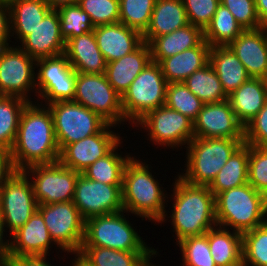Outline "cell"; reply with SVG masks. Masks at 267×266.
<instances>
[{
  "mask_svg": "<svg viewBox=\"0 0 267 266\" xmlns=\"http://www.w3.org/2000/svg\"><path fill=\"white\" fill-rule=\"evenodd\" d=\"M138 125L149 132L147 135L155 145L175 148L188 145L194 138V122L165 105L146 113L135 123V127Z\"/></svg>",
  "mask_w": 267,
  "mask_h": 266,
  "instance_id": "5bb4252c",
  "label": "cell"
},
{
  "mask_svg": "<svg viewBox=\"0 0 267 266\" xmlns=\"http://www.w3.org/2000/svg\"><path fill=\"white\" fill-rule=\"evenodd\" d=\"M150 61V46L148 43L143 42L132 53L118 60L108 62L105 75L115 91L122 96Z\"/></svg>",
  "mask_w": 267,
  "mask_h": 266,
  "instance_id": "603a6c76",
  "label": "cell"
},
{
  "mask_svg": "<svg viewBox=\"0 0 267 266\" xmlns=\"http://www.w3.org/2000/svg\"><path fill=\"white\" fill-rule=\"evenodd\" d=\"M23 171L33 177L30 179L38 205L73 201L76 181L81 173L59 161L32 165Z\"/></svg>",
  "mask_w": 267,
  "mask_h": 266,
  "instance_id": "7c38bea8",
  "label": "cell"
},
{
  "mask_svg": "<svg viewBox=\"0 0 267 266\" xmlns=\"http://www.w3.org/2000/svg\"><path fill=\"white\" fill-rule=\"evenodd\" d=\"M177 178L173 183L174 203L169 217L178 243L186 237L203 235L218 225L215 217V196L210 188L190 184L179 176Z\"/></svg>",
  "mask_w": 267,
  "mask_h": 266,
  "instance_id": "7a4b0ae2",
  "label": "cell"
},
{
  "mask_svg": "<svg viewBox=\"0 0 267 266\" xmlns=\"http://www.w3.org/2000/svg\"><path fill=\"white\" fill-rule=\"evenodd\" d=\"M243 266H267V221L242 234Z\"/></svg>",
  "mask_w": 267,
  "mask_h": 266,
  "instance_id": "74e56055",
  "label": "cell"
},
{
  "mask_svg": "<svg viewBox=\"0 0 267 266\" xmlns=\"http://www.w3.org/2000/svg\"><path fill=\"white\" fill-rule=\"evenodd\" d=\"M36 60L19 46L0 48V96H16L29 99V91L36 93Z\"/></svg>",
  "mask_w": 267,
  "mask_h": 266,
  "instance_id": "4fadbf2b",
  "label": "cell"
},
{
  "mask_svg": "<svg viewBox=\"0 0 267 266\" xmlns=\"http://www.w3.org/2000/svg\"><path fill=\"white\" fill-rule=\"evenodd\" d=\"M189 24L204 30L215 14L220 0H182Z\"/></svg>",
  "mask_w": 267,
  "mask_h": 266,
  "instance_id": "bcb514c9",
  "label": "cell"
},
{
  "mask_svg": "<svg viewBox=\"0 0 267 266\" xmlns=\"http://www.w3.org/2000/svg\"><path fill=\"white\" fill-rule=\"evenodd\" d=\"M194 138L244 139V126L228 100L204 103L194 121Z\"/></svg>",
  "mask_w": 267,
  "mask_h": 266,
  "instance_id": "e0dca14e",
  "label": "cell"
},
{
  "mask_svg": "<svg viewBox=\"0 0 267 266\" xmlns=\"http://www.w3.org/2000/svg\"><path fill=\"white\" fill-rule=\"evenodd\" d=\"M11 257L48 255L51 239L42 215L36 211L30 219L11 235ZM13 240V241H12Z\"/></svg>",
  "mask_w": 267,
  "mask_h": 266,
  "instance_id": "44dd1931",
  "label": "cell"
},
{
  "mask_svg": "<svg viewBox=\"0 0 267 266\" xmlns=\"http://www.w3.org/2000/svg\"><path fill=\"white\" fill-rule=\"evenodd\" d=\"M73 203L85 221L94 216L120 212L124 210L122 185L90 180L81 173L76 181Z\"/></svg>",
  "mask_w": 267,
  "mask_h": 266,
  "instance_id": "9a60e30c",
  "label": "cell"
},
{
  "mask_svg": "<svg viewBox=\"0 0 267 266\" xmlns=\"http://www.w3.org/2000/svg\"><path fill=\"white\" fill-rule=\"evenodd\" d=\"M29 102L16 96H0V147L11 150L21 113Z\"/></svg>",
  "mask_w": 267,
  "mask_h": 266,
  "instance_id": "d590c367",
  "label": "cell"
},
{
  "mask_svg": "<svg viewBox=\"0 0 267 266\" xmlns=\"http://www.w3.org/2000/svg\"><path fill=\"white\" fill-rule=\"evenodd\" d=\"M94 36L106 63L135 51L143 43V35L123 23L94 27Z\"/></svg>",
  "mask_w": 267,
  "mask_h": 266,
  "instance_id": "ffe728a7",
  "label": "cell"
},
{
  "mask_svg": "<svg viewBox=\"0 0 267 266\" xmlns=\"http://www.w3.org/2000/svg\"><path fill=\"white\" fill-rule=\"evenodd\" d=\"M21 42L19 47L35 60L64 54L66 42L57 10L51 9Z\"/></svg>",
  "mask_w": 267,
  "mask_h": 266,
  "instance_id": "ac0fdd59",
  "label": "cell"
},
{
  "mask_svg": "<svg viewBox=\"0 0 267 266\" xmlns=\"http://www.w3.org/2000/svg\"><path fill=\"white\" fill-rule=\"evenodd\" d=\"M203 105L204 102L196 97L184 82L168 83L165 99L166 107L178 111L194 122Z\"/></svg>",
  "mask_w": 267,
  "mask_h": 266,
  "instance_id": "8d00e7d4",
  "label": "cell"
},
{
  "mask_svg": "<svg viewBox=\"0 0 267 266\" xmlns=\"http://www.w3.org/2000/svg\"><path fill=\"white\" fill-rule=\"evenodd\" d=\"M189 24L182 0H156L143 42L150 43L155 37L170 34Z\"/></svg>",
  "mask_w": 267,
  "mask_h": 266,
  "instance_id": "d4e9b609",
  "label": "cell"
},
{
  "mask_svg": "<svg viewBox=\"0 0 267 266\" xmlns=\"http://www.w3.org/2000/svg\"><path fill=\"white\" fill-rule=\"evenodd\" d=\"M146 163L132 157L123 174L122 203L124 211L163 223L166 220V195ZM166 213V214H165Z\"/></svg>",
  "mask_w": 267,
  "mask_h": 266,
  "instance_id": "3957f363",
  "label": "cell"
},
{
  "mask_svg": "<svg viewBox=\"0 0 267 266\" xmlns=\"http://www.w3.org/2000/svg\"><path fill=\"white\" fill-rule=\"evenodd\" d=\"M211 46L203 39L196 47L162 59L159 65L168 83L184 82L193 72L209 63Z\"/></svg>",
  "mask_w": 267,
  "mask_h": 266,
  "instance_id": "cb8c5ba5",
  "label": "cell"
},
{
  "mask_svg": "<svg viewBox=\"0 0 267 266\" xmlns=\"http://www.w3.org/2000/svg\"><path fill=\"white\" fill-rule=\"evenodd\" d=\"M78 4L89 15L94 27L119 22V0H79Z\"/></svg>",
  "mask_w": 267,
  "mask_h": 266,
  "instance_id": "7bdbcfd3",
  "label": "cell"
},
{
  "mask_svg": "<svg viewBox=\"0 0 267 266\" xmlns=\"http://www.w3.org/2000/svg\"><path fill=\"white\" fill-rule=\"evenodd\" d=\"M76 77L52 80L39 94L47 104L57 101L73 100L75 96ZM46 99V100H45Z\"/></svg>",
  "mask_w": 267,
  "mask_h": 266,
  "instance_id": "7dc6e473",
  "label": "cell"
},
{
  "mask_svg": "<svg viewBox=\"0 0 267 266\" xmlns=\"http://www.w3.org/2000/svg\"><path fill=\"white\" fill-rule=\"evenodd\" d=\"M51 239L62 251L77 254L84 241L85 220L73 201L38 205Z\"/></svg>",
  "mask_w": 267,
  "mask_h": 266,
  "instance_id": "30bf717a",
  "label": "cell"
},
{
  "mask_svg": "<svg viewBox=\"0 0 267 266\" xmlns=\"http://www.w3.org/2000/svg\"><path fill=\"white\" fill-rule=\"evenodd\" d=\"M251 78L267 74V29L244 30L230 45Z\"/></svg>",
  "mask_w": 267,
  "mask_h": 266,
  "instance_id": "d6986e66",
  "label": "cell"
},
{
  "mask_svg": "<svg viewBox=\"0 0 267 266\" xmlns=\"http://www.w3.org/2000/svg\"><path fill=\"white\" fill-rule=\"evenodd\" d=\"M73 101L98 114L108 124L125 121L121 96L108 82L104 74L77 73Z\"/></svg>",
  "mask_w": 267,
  "mask_h": 266,
  "instance_id": "9c48e42d",
  "label": "cell"
},
{
  "mask_svg": "<svg viewBox=\"0 0 267 266\" xmlns=\"http://www.w3.org/2000/svg\"><path fill=\"white\" fill-rule=\"evenodd\" d=\"M255 7L262 27H267V0H255Z\"/></svg>",
  "mask_w": 267,
  "mask_h": 266,
  "instance_id": "db71d44e",
  "label": "cell"
},
{
  "mask_svg": "<svg viewBox=\"0 0 267 266\" xmlns=\"http://www.w3.org/2000/svg\"><path fill=\"white\" fill-rule=\"evenodd\" d=\"M220 4L228 8L244 30L262 27L256 12L255 0H220Z\"/></svg>",
  "mask_w": 267,
  "mask_h": 266,
  "instance_id": "f6af8a7d",
  "label": "cell"
},
{
  "mask_svg": "<svg viewBox=\"0 0 267 266\" xmlns=\"http://www.w3.org/2000/svg\"><path fill=\"white\" fill-rule=\"evenodd\" d=\"M68 61L77 73L104 74L106 61L98 48L94 32L70 38L65 52Z\"/></svg>",
  "mask_w": 267,
  "mask_h": 266,
  "instance_id": "7402d4cb",
  "label": "cell"
},
{
  "mask_svg": "<svg viewBox=\"0 0 267 266\" xmlns=\"http://www.w3.org/2000/svg\"><path fill=\"white\" fill-rule=\"evenodd\" d=\"M209 63L214 68L227 96L251 78L229 46L211 47Z\"/></svg>",
  "mask_w": 267,
  "mask_h": 266,
  "instance_id": "83f0119b",
  "label": "cell"
},
{
  "mask_svg": "<svg viewBox=\"0 0 267 266\" xmlns=\"http://www.w3.org/2000/svg\"><path fill=\"white\" fill-rule=\"evenodd\" d=\"M156 0H119V22L143 34L150 23Z\"/></svg>",
  "mask_w": 267,
  "mask_h": 266,
  "instance_id": "60d3db41",
  "label": "cell"
},
{
  "mask_svg": "<svg viewBox=\"0 0 267 266\" xmlns=\"http://www.w3.org/2000/svg\"><path fill=\"white\" fill-rule=\"evenodd\" d=\"M177 245L181 248L183 266H217L210 252L207 232L186 237Z\"/></svg>",
  "mask_w": 267,
  "mask_h": 266,
  "instance_id": "b9f144b4",
  "label": "cell"
},
{
  "mask_svg": "<svg viewBox=\"0 0 267 266\" xmlns=\"http://www.w3.org/2000/svg\"><path fill=\"white\" fill-rule=\"evenodd\" d=\"M265 215L267 216V197L249 183L215 196V217L220 227L229 226L233 231L243 234L265 223Z\"/></svg>",
  "mask_w": 267,
  "mask_h": 266,
  "instance_id": "277c9868",
  "label": "cell"
},
{
  "mask_svg": "<svg viewBox=\"0 0 267 266\" xmlns=\"http://www.w3.org/2000/svg\"><path fill=\"white\" fill-rule=\"evenodd\" d=\"M9 8L11 37L16 35L14 38H19L20 42L52 9L43 0H15L9 5Z\"/></svg>",
  "mask_w": 267,
  "mask_h": 266,
  "instance_id": "4dcf8cb0",
  "label": "cell"
},
{
  "mask_svg": "<svg viewBox=\"0 0 267 266\" xmlns=\"http://www.w3.org/2000/svg\"><path fill=\"white\" fill-rule=\"evenodd\" d=\"M4 228V222L0 215V266H11V240L8 239L5 241L3 239L4 232L7 230Z\"/></svg>",
  "mask_w": 267,
  "mask_h": 266,
  "instance_id": "f5cc1de1",
  "label": "cell"
},
{
  "mask_svg": "<svg viewBox=\"0 0 267 266\" xmlns=\"http://www.w3.org/2000/svg\"><path fill=\"white\" fill-rule=\"evenodd\" d=\"M203 39V30L192 24H188L170 34L155 37L149 43L151 60L159 63L162 59L196 47Z\"/></svg>",
  "mask_w": 267,
  "mask_h": 266,
  "instance_id": "f1b7e54d",
  "label": "cell"
},
{
  "mask_svg": "<svg viewBox=\"0 0 267 266\" xmlns=\"http://www.w3.org/2000/svg\"><path fill=\"white\" fill-rule=\"evenodd\" d=\"M46 255H34V256H21L13 257L11 260V266H51L46 262ZM71 266L78 261L75 255Z\"/></svg>",
  "mask_w": 267,
  "mask_h": 266,
  "instance_id": "816d5d0a",
  "label": "cell"
},
{
  "mask_svg": "<svg viewBox=\"0 0 267 266\" xmlns=\"http://www.w3.org/2000/svg\"><path fill=\"white\" fill-rule=\"evenodd\" d=\"M46 106L52 115L59 150L99 133L108 124L98 114L73 100L57 101Z\"/></svg>",
  "mask_w": 267,
  "mask_h": 266,
  "instance_id": "ba28073f",
  "label": "cell"
},
{
  "mask_svg": "<svg viewBox=\"0 0 267 266\" xmlns=\"http://www.w3.org/2000/svg\"><path fill=\"white\" fill-rule=\"evenodd\" d=\"M184 84L202 102L214 103L228 100L221 82L210 63L202 69L193 72Z\"/></svg>",
  "mask_w": 267,
  "mask_h": 266,
  "instance_id": "e575fe53",
  "label": "cell"
},
{
  "mask_svg": "<svg viewBox=\"0 0 267 266\" xmlns=\"http://www.w3.org/2000/svg\"><path fill=\"white\" fill-rule=\"evenodd\" d=\"M207 238L217 266H243L241 233L215 226L207 231Z\"/></svg>",
  "mask_w": 267,
  "mask_h": 266,
  "instance_id": "f546056e",
  "label": "cell"
},
{
  "mask_svg": "<svg viewBox=\"0 0 267 266\" xmlns=\"http://www.w3.org/2000/svg\"><path fill=\"white\" fill-rule=\"evenodd\" d=\"M228 101L236 118L245 127L267 101L264 79L250 78L228 96Z\"/></svg>",
  "mask_w": 267,
  "mask_h": 266,
  "instance_id": "4316f807",
  "label": "cell"
},
{
  "mask_svg": "<svg viewBox=\"0 0 267 266\" xmlns=\"http://www.w3.org/2000/svg\"><path fill=\"white\" fill-rule=\"evenodd\" d=\"M244 139L193 138L187 147L186 172L179 175L184 181L209 186Z\"/></svg>",
  "mask_w": 267,
  "mask_h": 266,
  "instance_id": "5b68a950",
  "label": "cell"
},
{
  "mask_svg": "<svg viewBox=\"0 0 267 266\" xmlns=\"http://www.w3.org/2000/svg\"><path fill=\"white\" fill-rule=\"evenodd\" d=\"M29 180L23 170H15L0 191V215L10 235L21 228L38 209Z\"/></svg>",
  "mask_w": 267,
  "mask_h": 266,
  "instance_id": "8fae6325",
  "label": "cell"
},
{
  "mask_svg": "<svg viewBox=\"0 0 267 266\" xmlns=\"http://www.w3.org/2000/svg\"><path fill=\"white\" fill-rule=\"evenodd\" d=\"M249 145L243 143L208 186L216 196L225 190L248 183Z\"/></svg>",
  "mask_w": 267,
  "mask_h": 266,
  "instance_id": "1f68e13d",
  "label": "cell"
},
{
  "mask_svg": "<svg viewBox=\"0 0 267 266\" xmlns=\"http://www.w3.org/2000/svg\"><path fill=\"white\" fill-rule=\"evenodd\" d=\"M10 36V8L0 3V48L9 46Z\"/></svg>",
  "mask_w": 267,
  "mask_h": 266,
  "instance_id": "681fc988",
  "label": "cell"
},
{
  "mask_svg": "<svg viewBox=\"0 0 267 266\" xmlns=\"http://www.w3.org/2000/svg\"><path fill=\"white\" fill-rule=\"evenodd\" d=\"M52 9H57L64 5L79 3V0H43Z\"/></svg>",
  "mask_w": 267,
  "mask_h": 266,
  "instance_id": "11a10c76",
  "label": "cell"
},
{
  "mask_svg": "<svg viewBox=\"0 0 267 266\" xmlns=\"http://www.w3.org/2000/svg\"><path fill=\"white\" fill-rule=\"evenodd\" d=\"M121 141L104 157L99 158L88 166L82 174L90 179L108 185H123V174L126 164L132 158L130 154L122 157L119 155L118 146Z\"/></svg>",
  "mask_w": 267,
  "mask_h": 266,
  "instance_id": "836d02e7",
  "label": "cell"
},
{
  "mask_svg": "<svg viewBox=\"0 0 267 266\" xmlns=\"http://www.w3.org/2000/svg\"><path fill=\"white\" fill-rule=\"evenodd\" d=\"M244 143L267 147V101L258 114L244 127Z\"/></svg>",
  "mask_w": 267,
  "mask_h": 266,
  "instance_id": "c3c4849f",
  "label": "cell"
},
{
  "mask_svg": "<svg viewBox=\"0 0 267 266\" xmlns=\"http://www.w3.org/2000/svg\"><path fill=\"white\" fill-rule=\"evenodd\" d=\"M243 31L244 28L228 8L219 4L210 23L203 30V37L211 47L229 46Z\"/></svg>",
  "mask_w": 267,
  "mask_h": 266,
  "instance_id": "d6a6232c",
  "label": "cell"
},
{
  "mask_svg": "<svg viewBox=\"0 0 267 266\" xmlns=\"http://www.w3.org/2000/svg\"><path fill=\"white\" fill-rule=\"evenodd\" d=\"M29 102L23 109L14 144L10 150L15 170L57 162L60 150L47 106Z\"/></svg>",
  "mask_w": 267,
  "mask_h": 266,
  "instance_id": "6da1fadb",
  "label": "cell"
},
{
  "mask_svg": "<svg viewBox=\"0 0 267 266\" xmlns=\"http://www.w3.org/2000/svg\"><path fill=\"white\" fill-rule=\"evenodd\" d=\"M167 85L159 63L151 60L121 96L125 120L134 125L149 111L164 106Z\"/></svg>",
  "mask_w": 267,
  "mask_h": 266,
  "instance_id": "52a82bcc",
  "label": "cell"
},
{
  "mask_svg": "<svg viewBox=\"0 0 267 266\" xmlns=\"http://www.w3.org/2000/svg\"><path fill=\"white\" fill-rule=\"evenodd\" d=\"M74 266H82L78 261L74 264Z\"/></svg>",
  "mask_w": 267,
  "mask_h": 266,
  "instance_id": "680465c9",
  "label": "cell"
},
{
  "mask_svg": "<svg viewBox=\"0 0 267 266\" xmlns=\"http://www.w3.org/2000/svg\"><path fill=\"white\" fill-rule=\"evenodd\" d=\"M248 183L267 197V147L249 145Z\"/></svg>",
  "mask_w": 267,
  "mask_h": 266,
  "instance_id": "ee69618b",
  "label": "cell"
},
{
  "mask_svg": "<svg viewBox=\"0 0 267 266\" xmlns=\"http://www.w3.org/2000/svg\"><path fill=\"white\" fill-rule=\"evenodd\" d=\"M56 10L60 19L61 35L65 42L70 38L94 30V25L92 24L89 15L82 10L78 3L64 5Z\"/></svg>",
  "mask_w": 267,
  "mask_h": 266,
  "instance_id": "f35d334b",
  "label": "cell"
},
{
  "mask_svg": "<svg viewBox=\"0 0 267 266\" xmlns=\"http://www.w3.org/2000/svg\"><path fill=\"white\" fill-rule=\"evenodd\" d=\"M263 79H264V82H265V86L267 88V74L265 75V77Z\"/></svg>",
  "mask_w": 267,
  "mask_h": 266,
  "instance_id": "6f0895ef",
  "label": "cell"
},
{
  "mask_svg": "<svg viewBox=\"0 0 267 266\" xmlns=\"http://www.w3.org/2000/svg\"><path fill=\"white\" fill-rule=\"evenodd\" d=\"M15 171L11 153L8 149L0 147V191L7 178Z\"/></svg>",
  "mask_w": 267,
  "mask_h": 266,
  "instance_id": "f907efd6",
  "label": "cell"
},
{
  "mask_svg": "<svg viewBox=\"0 0 267 266\" xmlns=\"http://www.w3.org/2000/svg\"><path fill=\"white\" fill-rule=\"evenodd\" d=\"M15 0H0V3L10 5Z\"/></svg>",
  "mask_w": 267,
  "mask_h": 266,
  "instance_id": "9f6ffc18",
  "label": "cell"
},
{
  "mask_svg": "<svg viewBox=\"0 0 267 266\" xmlns=\"http://www.w3.org/2000/svg\"><path fill=\"white\" fill-rule=\"evenodd\" d=\"M155 252H126L105 247L81 246L76 254L82 266H156L150 262Z\"/></svg>",
  "mask_w": 267,
  "mask_h": 266,
  "instance_id": "484cf974",
  "label": "cell"
},
{
  "mask_svg": "<svg viewBox=\"0 0 267 266\" xmlns=\"http://www.w3.org/2000/svg\"><path fill=\"white\" fill-rule=\"evenodd\" d=\"M36 66L40 67L36 73V94H39L52 80L77 76L65 54L38 59Z\"/></svg>",
  "mask_w": 267,
  "mask_h": 266,
  "instance_id": "ab89813d",
  "label": "cell"
},
{
  "mask_svg": "<svg viewBox=\"0 0 267 266\" xmlns=\"http://www.w3.org/2000/svg\"><path fill=\"white\" fill-rule=\"evenodd\" d=\"M114 126L107 124L99 133L67 144L60 150L58 161L63 166L82 173L96 160L107 155L121 141L119 134L110 130Z\"/></svg>",
  "mask_w": 267,
  "mask_h": 266,
  "instance_id": "2e32d148",
  "label": "cell"
},
{
  "mask_svg": "<svg viewBox=\"0 0 267 266\" xmlns=\"http://www.w3.org/2000/svg\"><path fill=\"white\" fill-rule=\"evenodd\" d=\"M124 210L108 215L94 216L85 221L82 246L105 247L126 252H155L148 247L131 223Z\"/></svg>",
  "mask_w": 267,
  "mask_h": 266,
  "instance_id": "8992f818",
  "label": "cell"
}]
</instances>
